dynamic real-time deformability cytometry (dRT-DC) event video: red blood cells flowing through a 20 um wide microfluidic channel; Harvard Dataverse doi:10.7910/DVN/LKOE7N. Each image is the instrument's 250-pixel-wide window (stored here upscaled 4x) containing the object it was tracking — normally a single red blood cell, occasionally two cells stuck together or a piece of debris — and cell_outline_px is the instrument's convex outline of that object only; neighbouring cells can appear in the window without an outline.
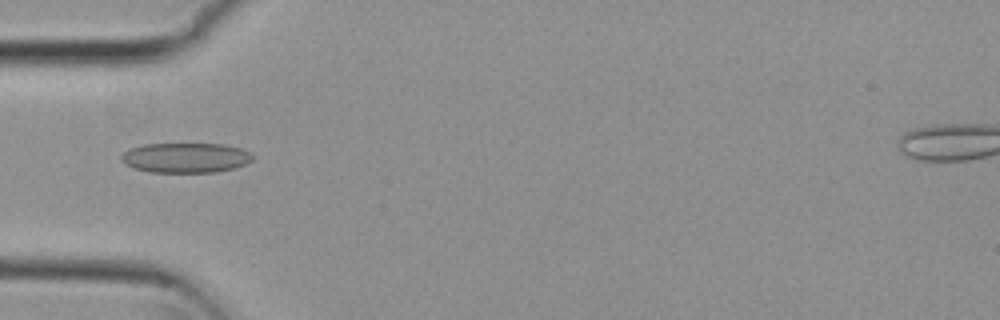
{"species": "common noctule bat (a hibernating species)", "species_latin": "Nyctalus noctula", "temperature_condition": "cold", "stored_images_in_passage": 2, "camera_frame_rate_fps": 3000, "um_per_image_px": 0.085, "animal": {"sex": "female", "body_mass_g": 29.2, "forearm_length_mm": 56.3}, "frame": {"image": 1, "passage_image": 1, "time_ms": 0.0, "image_size_px": [1000, 320], "cell_outline_px": [[256, 156], [252, 160], [244, 164], [232, 168], [216, 172], [148, 172], [132, 168], [124, 164], [120, 160], [120, 156], [124, 152], [132, 148], [144, 144], [224, 144], [240, 148]], "centroid_in_image_um": [15.74, 13.41], "position_along_channel_um": 69.3, "area_um2": 22.95}}
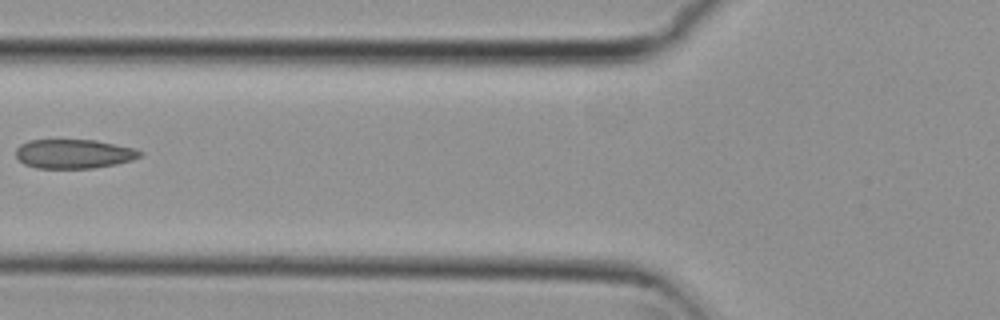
{"frame": {"image": 2, "passage_image": 2, "time_ms": 0.333, "image_size_px": [1000, 320], "cell_outline_px": [[144, 152], [140, 156], [132, 160], [116, 164], [92, 168], [36, 168], [24, 164], [16, 156], [16, 148], [20, 144], [28, 140], [96, 140], [136, 148]], "centroid_in_image_um": [6.29, 13.07], "position_along_channel_um": 119.5, "area_um2": 21.21}}